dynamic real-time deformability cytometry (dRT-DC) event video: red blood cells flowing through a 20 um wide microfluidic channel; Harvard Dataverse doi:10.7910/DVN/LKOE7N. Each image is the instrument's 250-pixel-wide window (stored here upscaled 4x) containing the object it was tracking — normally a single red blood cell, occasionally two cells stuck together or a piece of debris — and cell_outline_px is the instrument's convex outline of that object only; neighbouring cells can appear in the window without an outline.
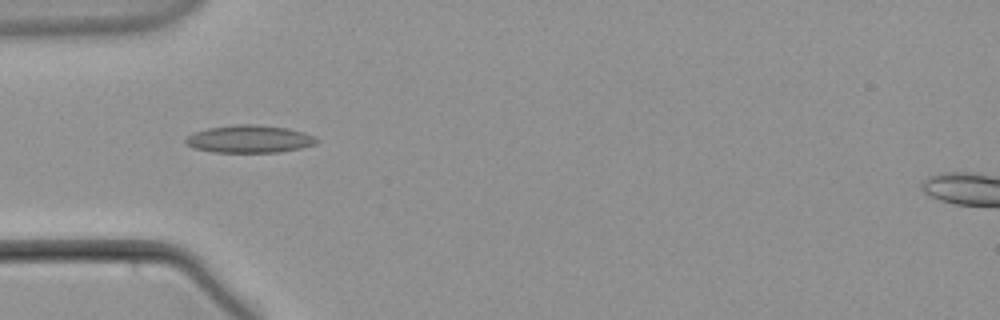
{"species": "common noctule bat (a hibernating species)", "species_latin": "Nyctalus noctula", "temperature_condition": "warm", "stored_images_in_passage": 39, "camera_frame_rate_fps": 3000, "um_per_image_px": 0.085, "animal": {"sex": "male", "body_mass_g": 21.5, "forearm_length_mm": 52.0}, "frame": {"image": 1, "passage_image": 1, "time_ms": 0.0, "image_size_px": [1000, 320], "cell_outline_px": [[320, 140], [316, 144], [300, 148], [280, 152], [212, 152], [192, 148], [184, 140], [188, 136], [196, 132], [208, 128], [236, 124], [256, 124], [288, 128], [304, 132]], "centroid_in_image_um": [21.22, 11.82], "position_along_channel_um": 63.8, "area_um2": 21.04}}
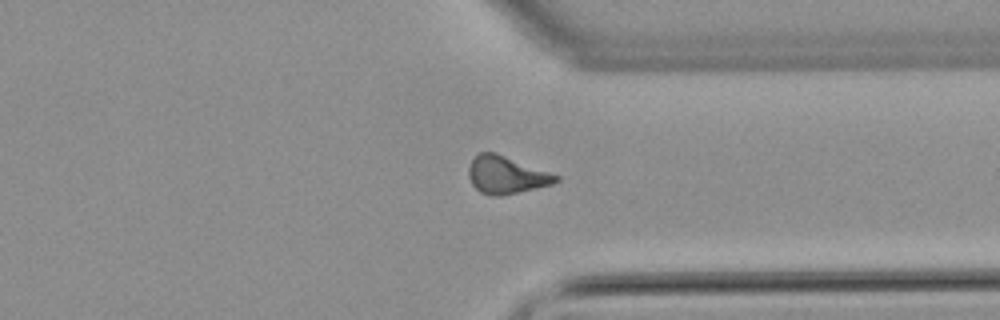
{"frame": {"image": 2, "passage_image": 26, "time_ms": 8.333, "image_size_px": [1000, 320], "cell_outline_px": [[560, 180], [552, 184], [500, 196], [488, 196], [480, 192], [472, 184], [468, 176], [468, 168], [472, 160], [480, 152], [496, 152], [560, 176]], "centroid_in_image_um": [43.01, 14.87], "position_along_channel_um": 368.4, "area_um2": 19.02}}
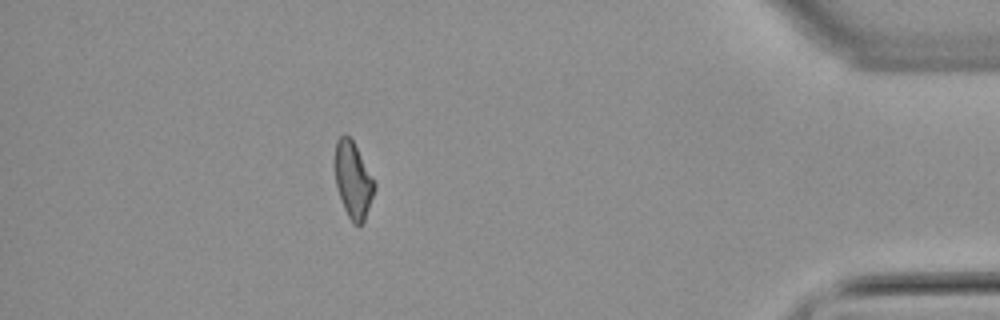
{"frame": {"image": 3, "passage_image": 33, "time_ms": 10.667, "image_size_px": [1000, 320], "cell_outline_px": [[376, 188], [364, 220], [360, 224], [352, 224], [344, 208], [336, 184], [336, 140], [344, 132], [352, 140], [376, 184]], "centroid_in_image_um": [30.02, 15.31], "position_along_channel_um": 405.2, "area_um2": 17.05}}